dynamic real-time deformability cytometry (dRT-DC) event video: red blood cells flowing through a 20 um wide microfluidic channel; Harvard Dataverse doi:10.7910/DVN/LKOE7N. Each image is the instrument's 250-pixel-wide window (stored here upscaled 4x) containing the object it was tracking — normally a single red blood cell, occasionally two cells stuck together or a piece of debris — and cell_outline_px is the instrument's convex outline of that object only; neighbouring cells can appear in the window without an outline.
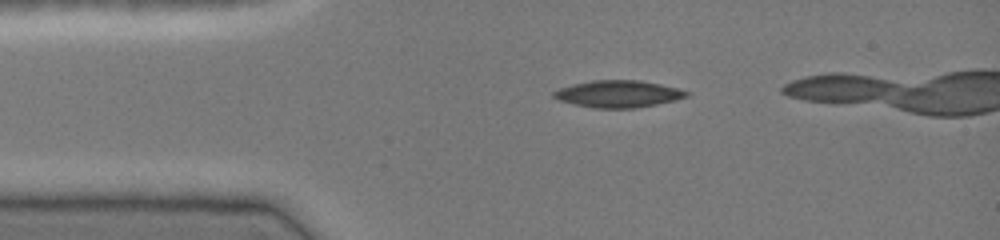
{"species": "common noctule bat (a hibernating species)", "species_latin": "Nyctalus noctula", "temperature_condition": "cold", "stored_images_in_passage": 4, "camera_frame_rate_fps": 3000, "um_per_image_px": 0.085, "animal": {"sex": "female", "body_mass_g": 19.0, "forearm_length_mm": 51.5}, "frame": {"image": 1, "passage_image": 1, "time_ms": 0.0, "image_size_px": [1000, 240], "cell_outline_px": [[692, 92], [688, 96], [676, 100], [636, 108], [592, 108], [572, 104], [560, 100], [552, 96], [552, 92], [560, 88], [572, 84], [592, 80], [640, 80], [660, 84]], "centroid_in_image_um": [52.55, 7.98], "position_along_channel_um": 32.5, "area_um2": 20.98}}